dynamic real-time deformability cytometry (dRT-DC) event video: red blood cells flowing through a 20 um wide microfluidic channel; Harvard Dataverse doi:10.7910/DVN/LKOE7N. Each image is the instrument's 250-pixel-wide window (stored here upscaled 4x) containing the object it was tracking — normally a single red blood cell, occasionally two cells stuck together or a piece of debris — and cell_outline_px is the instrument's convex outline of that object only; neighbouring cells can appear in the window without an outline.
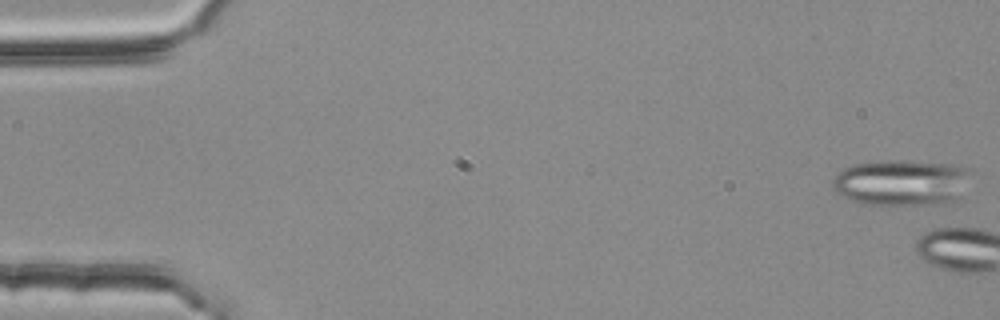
{"species": "common noctule bat (a hibernating species)", "species_latin": "Nyctalus noctula", "temperature_condition": "room temperature", "stored_images_in_passage": 4, "camera_frame_rate_fps": 3000, "um_per_image_px": 0.085, "animal": {"sex": "female", "body_mass_g": 25.1}, "frame": {"image": 1, "passage_image": 1, "time_ms": 0.0, "image_size_px": [1000, 320], "cell_outline_px": [[968, 172], [960, 204], [860, 204], [836, 192], [832, 188], [832, 180], [844, 168], [852, 164], [884, 160], [900, 160], [952, 164], [968, 168]], "centroid_in_image_um": [76.65, 15.53], "position_along_channel_um": 8.3, "area_um2": 37.4}}